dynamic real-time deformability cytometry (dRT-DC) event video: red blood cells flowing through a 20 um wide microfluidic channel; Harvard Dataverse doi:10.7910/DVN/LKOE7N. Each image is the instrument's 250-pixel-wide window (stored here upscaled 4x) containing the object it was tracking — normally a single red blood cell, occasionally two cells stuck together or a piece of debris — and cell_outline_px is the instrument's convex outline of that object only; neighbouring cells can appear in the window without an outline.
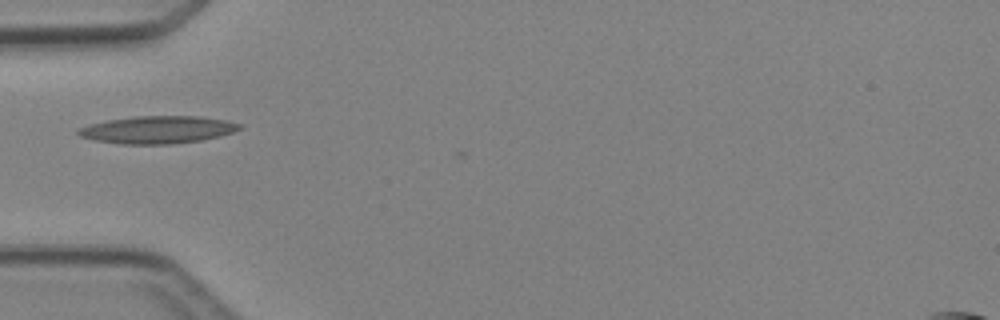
{"species": "Egyptian fruit bat (a non-hibernating species)", "species_latin": "Rousettus aegyptiacus", "temperature_condition": "cold", "stored_images_in_passage": 1, "camera_frame_rate_fps": 3000, "um_per_image_px": 0.085, "animal": {"sex": "female"}, "frame": {"image": 1, "passage_image": 1, "time_ms": 0.0, "image_size_px": [1000, 320], "cell_outline_px": [[244, 128], [220, 136], [200, 140], [172, 144], [120, 144], [92, 140], [80, 136], [76, 132], [76, 128], [108, 120], [136, 116], [200, 116], [224, 120], [240, 124]], "centroid_in_image_um": [13.37, 11.03], "position_along_channel_um": 71.6, "area_um2": 25.84}}